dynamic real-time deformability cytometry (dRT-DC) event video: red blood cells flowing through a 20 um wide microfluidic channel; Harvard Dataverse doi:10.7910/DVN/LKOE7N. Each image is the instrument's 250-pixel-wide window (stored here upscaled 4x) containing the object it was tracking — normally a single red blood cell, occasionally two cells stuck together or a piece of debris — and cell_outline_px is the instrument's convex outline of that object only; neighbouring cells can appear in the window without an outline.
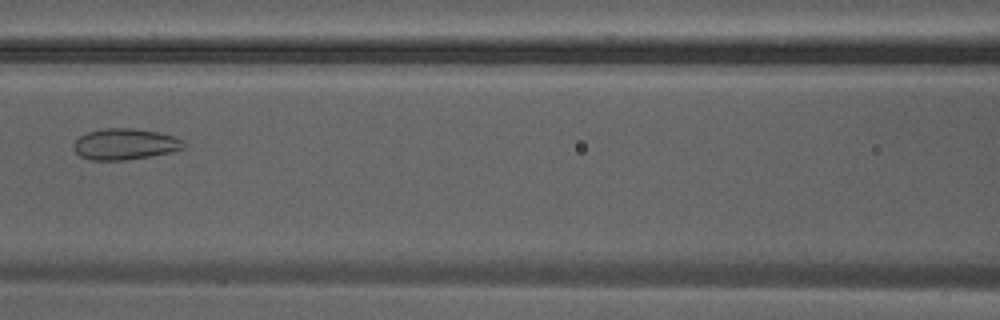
{"species": "Egyptian fruit bat (a non-hibernating species)", "species_latin": "Rousettus aegyptiacus", "temperature_condition": "warm", "stored_images_in_passage": 43, "camera_frame_rate_fps": 3000, "um_per_image_px": 0.085, "animal": {"sex": "male"}, "frame": {"image": 1, "passage_image": 21, "time_ms": 6.667, "image_size_px": [1000, 320], "cell_outline_px": [[184, 148], [168, 152], [148, 156], [124, 160], [88, 160], [80, 156], [72, 148], [72, 144], [80, 136], [88, 132], [104, 128], [132, 128], [160, 132], [184, 140]], "centroid_in_image_um": [10.58, 12.24], "position_along_channel_um": 156.0, "area_um2": 19.88}}
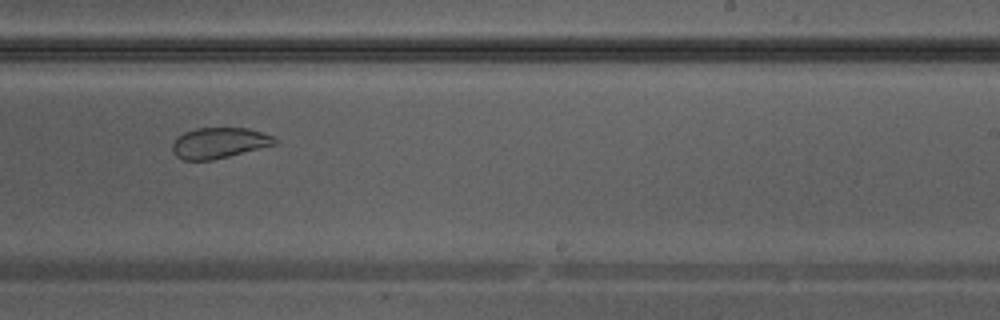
{"frame": {"image": 2, "passage_image": 28, "time_ms": 9.0, "image_size_px": [1000, 320], "cell_outline_px": [[276, 144], [212, 160], [184, 160], [176, 156], [172, 152], [172, 144], [176, 136], [184, 132], [196, 128], [248, 128], [272, 136], [276, 140]], "centroid_in_image_um": [18.56, 12.14], "position_along_channel_um": 270.4, "area_um2": 18.21}}
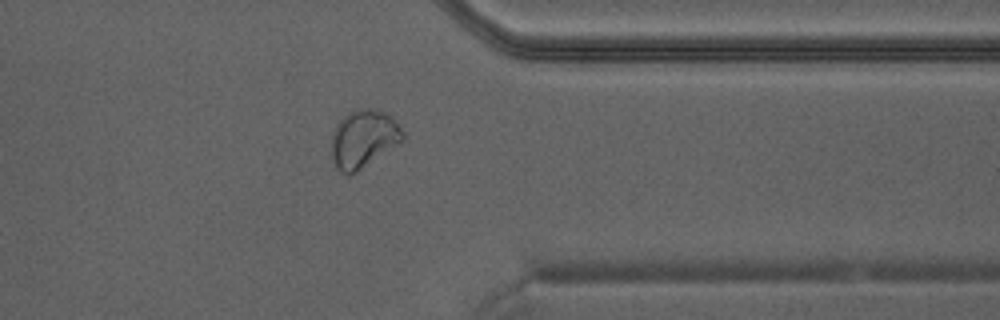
{"frame": {"image": 3, "passage_image": 35, "time_ms": 11.333, "image_size_px": [1000, 320], "cell_outline_px": [[404, 140], [400, 144], [356, 172], [340, 172], [336, 168], [328, 152], [332, 132], [336, 124], [348, 112], [360, 108], [372, 108], [384, 112], [392, 116], [400, 124], [404, 132]], "centroid_in_image_um": [30.89, 11.78], "position_along_channel_um": 380.5, "area_um2": 24.68}}